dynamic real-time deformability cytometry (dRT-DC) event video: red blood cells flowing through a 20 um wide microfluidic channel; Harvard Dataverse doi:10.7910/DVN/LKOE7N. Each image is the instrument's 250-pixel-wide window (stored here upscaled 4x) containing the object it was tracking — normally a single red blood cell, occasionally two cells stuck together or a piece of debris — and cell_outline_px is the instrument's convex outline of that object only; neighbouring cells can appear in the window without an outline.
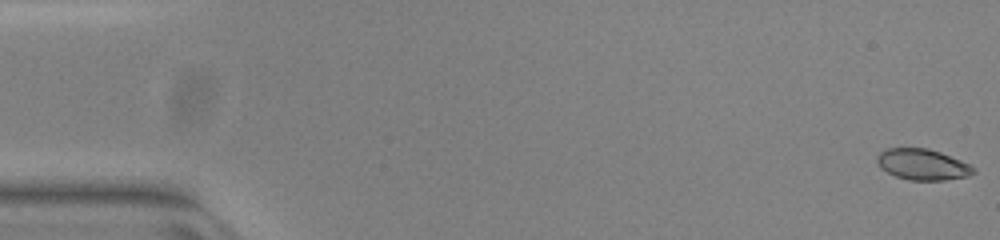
{"species": "common noctule bat (a hibernating species)", "species_latin": "Nyctalus noctula", "temperature_condition": "warm", "stored_images_in_passage": 52, "camera_frame_rate_fps": 3000, "um_per_image_px": 0.085, "animal": {"sex": "female", "body_mass_g": 23.0, "forearm_length_mm": 53.4}, "frame": {"image": 1, "passage_image": 1, "time_ms": 0.0, "image_size_px": [1000, 240], "cell_outline_px": [[976, 172], [968, 176], [944, 180], [908, 180], [896, 176], [880, 168], [876, 160], [876, 156], [880, 152], [888, 148], [928, 148], [940, 152], [960, 160], [976, 168]], "centroid_in_image_um": [78.41, 13.98], "position_along_channel_um": 6.6, "area_um2": 17.4}}
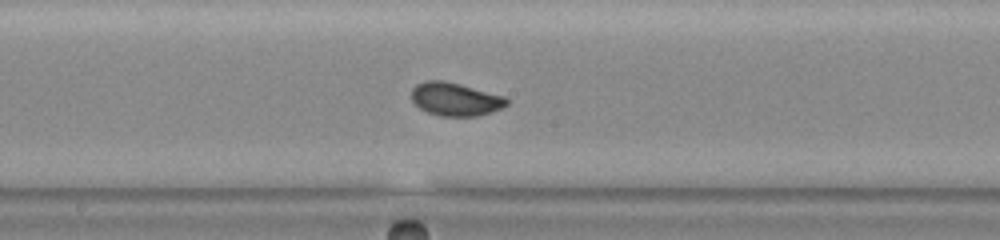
{"frame": {"image": 2, "passage_image": 28, "time_ms": 9.0, "image_size_px": [1000, 240], "cell_outline_px": [[508, 104], [492, 112], [476, 116], [440, 116], [428, 112], [420, 108], [412, 100], [412, 88], [416, 84], [424, 80], [444, 80], [460, 84], [504, 96], [508, 100]], "centroid_in_image_um": [38.68, 8.42], "position_along_channel_um": 209.5, "area_um2": 18.38}}
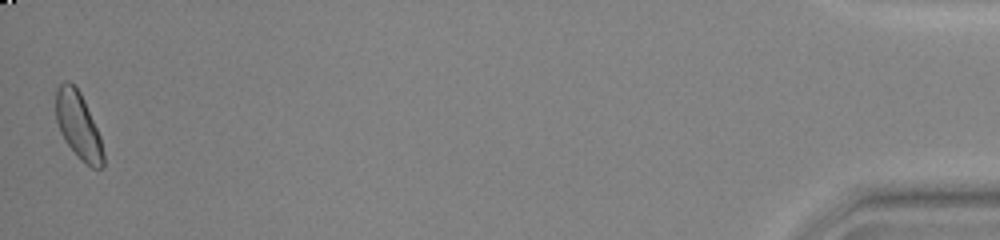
{"frame": {"image": 3, "passage_image": 52, "time_ms": 17.0, "image_size_px": [1000, 240], "cell_outline_px": [[104, 164], [100, 168], [92, 168], [84, 164], [80, 160], [64, 140], [60, 132], [56, 120], [56, 88], [64, 80], [68, 80], [80, 92], [84, 100], [100, 136], [104, 152]], "centroid_in_image_um": [6.65, 10.69], "position_along_channel_um": 428.5, "area_um2": 18.5}, "authors_computed_cell_mechanics": {"area_um2": 17.8602, "velocity_mm_per_s": 3.9463, "shape_relaxation_time_tau1_ms": 2.7424, "shape_relaxation_time_tau2_ms": null, "deformation_change_tau1": 0.0882, "deformation_change_tau2": null}}